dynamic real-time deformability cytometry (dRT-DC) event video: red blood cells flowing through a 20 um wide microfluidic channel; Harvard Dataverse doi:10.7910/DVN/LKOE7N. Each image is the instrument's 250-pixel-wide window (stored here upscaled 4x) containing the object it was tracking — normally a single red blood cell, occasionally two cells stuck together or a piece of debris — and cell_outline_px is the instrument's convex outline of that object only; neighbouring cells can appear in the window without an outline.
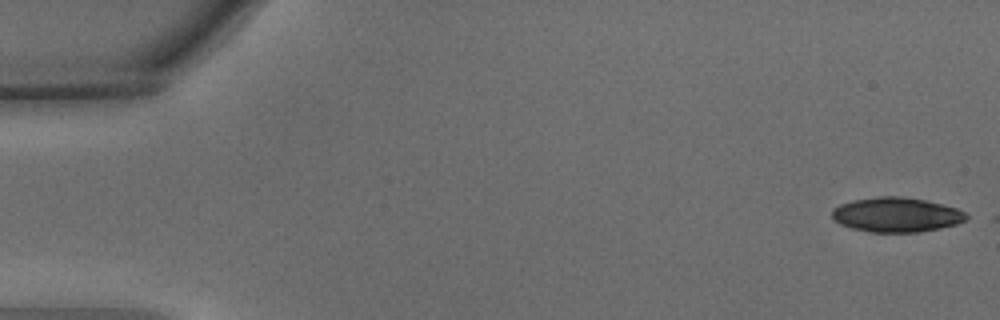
{"species": "common noctule bat (a hibernating species)", "species_latin": "Nyctalus noctula", "temperature_condition": "warm", "stored_images_in_passage": 3, "camera_frame_rate_fps": 3000, "um_per_image_px": 0.085, "animal": {"sex": "male", "body_mass_g": 15.6}, "frame": {"image": 1, "passage_image": 1, "time_ms": 0.0, "image_size_px": [1000, 320], "cell_outline_px": [[968, 216], [964, 220], [956, 224], [940, 228], [920, 232], [872, 232], [852, 228], [840, 224], [832, 220], [832, 208], [840, 204], [852, 200], [880, 196], [900, 196], [924, 200], [956, 208], [964, 212]], "centroid_in_image_um": [76.14, 18.25], "position_along_channel_um": 8.9, "area_um2": 26.99}}